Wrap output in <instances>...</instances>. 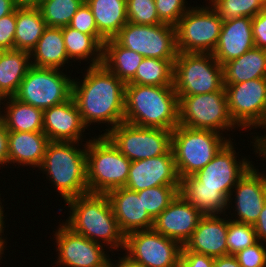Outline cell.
I'll return each instance as SVG.
<instances>
[{"label":"cell","mask_w":266,"mask_h":267,"mask_svg":"<svg viewBox=\"0 0 266 267\" xmlns=\"http://www.w3.org/2000/svg\"><path fill=\"white\" fill-rule=\"evenodd\" d=\"M84 74L83 80L73 78L72 97L86 127L94 123L110 126L103 130L101 135H105L124 122L126 84L103 64L87 67Z\"/></svg>","instance_id":"cell-1"},{"label":"cell","mask_w":266,"mask_h":267,"mask_svg":"<svg viewBox=\"0 0 266 267\" xmlns=\"http://www.w3.org/2000/svg\"><path fill=\"white\" fill-rule=\"evenodd\" d=\"M65 204L70 208V216L64 224L73 232L106 246L108 251L124 249L125 235L119 228L106 194L87 193Z\"/></svg>","instance_id":"cell-2"},{"label":"cell","mask_w":266,"mask_h":267,"mask_svg":"<svg viewBox=\"0 0 266 267\" xmlns=\"http://www.w3.org/2000/svg\"><path fill=\"white\" fill-rule=\"evenodd\" d=\"M124 122L173 131L179 125L174 86L126 84Z\"/></svg>","instance_id":"cell-3"},{"label":"cell","mask_w":266,"mask_h":267,"mask_svg":"<svg viewBox=\"0 0 266 267\" xmlns=\"http://www.w3.org/2000/svg\"><path fill=\"white\" fill-rule=\"evenodd\" d=\"M78 146L79 142L50 141L39 168L46 174V179L49 177L48 180L55 185L53 187L58 190L64 202L89 193L86 170L87 141L83 149Z\"/></svg>","instance_id":"cell-4"},{"label":"cell","mask_w":266,"mask_h":267,"mask_svg":"<svg viewBox=\"0 0 266 267\" xmlns=\"http://www.w3.org/2000/svg\"><path fill=\"white\" fill-rule=\"evenodd\" d=\"M87 141L86 170L89 193L106 194L125 187L131 161L105 135Z\"/></svg>","instance_id":"cell-5"},{"label":"cell","mask_w":266,"mask_h":267,"mask_svg":"<svg viewBox=\"0 0 266 267\" xmlns=\"http://www.w3.org/2000/svg\"><path fill=\"white\" fill-rule=\"evenodd\" d=\"M212 130L191 129L178 125L172 131V151L179 179L194 175L205 167L229 141Z\"/></svg>","instance_id":"cell-6"},{"label":"cell","mask_w":266,"mask_h":267,"mask_svg":"<svg viewBox=\"0 0 266 267\" xmlns=\"http://www.w3.org/2000/svg\"><path fill=\"white\" fill-rule=\"evenodd\" d=\"M173 85L177 96L206 94L225 89L223 66L212 53L178 52Z\"/></svg>","instance_id":"cell-7"},{"label":"cell","mask_w":266,"mask_h":267,"mask_svg":"<svg viewBox=\"0 0 266 267\" xmlns=\"http://www.w3.org/2000/svg\"><path fill=\"white\" fill-rule=\"evenodd\" d=\"M179 125L212 130L223 134L225 130L239 128L232 120L225 89L191 96H178ZM222 132V133H221Z\"/></svg>","instance_id":"cell-8"},{"label":"cell","mask_w":266,"mask_h":267,"mask_svg":"<svg viewBox=\"0 0 266 267\" xmlns=\"http://www.w3.org/2000/svg\"><path fill=\"white\" fill-rule=\"evenodd\" d=\"M61 70L31 66L13 97L43 111L69 100L73 79Z\"/></svg>","instance_id":"cell-9"},{"label":"cell","mask_w":266,"mask_h":267,"mask_svg":"<svg viewBox=\"0 0 266 267\" xmlns=\"http://www.w3.org/2000/svg\"><path fill=\"white\" fill-rule=\"evenodd\" d=\"M208 5L190 8L175 26L178 52H214L223 20L212 6Z\"/></svg>","instance_id":"cell-10"},{"label":"cell","mask_w":266,"mask_h":267,"mask_svg":"<svg viewBox=\"0 0 266 267\" xmlns=\"http://www.w3.org/2000/svg\"><path fill=\"white\" fill-rule=\"evenodd\" d=\"M105 136L131 162L166 154L172 147V131L122 122Z\"/></svg>","instance_id":"cell-11"},{"label":"cell","mask_w":266,"mask_h":267,"mask_svg":"<svg viewBox=\"0 0 266 267\" xmlns=\"http://www.w3.org/2000/svg\"><path fill=\"white\" fill-rule=\"evenodd\" d=\"M114 39L144 58L176 59L178 55L176 28L169 24L138 25L127 22Z\"/></svg>","instance_id":"cell-12"},{"label":"cell","mask_w":266,"mask_h":267,"mask_svg":"<svg viewBox=\"0 0 266 267\" xmlns=\"http://www.w3.org/2000/svg\"><path fill=\"white\" fill-rule=\"evenodd\" d=\"M224 86L229 113L239 131L257 127L266 130V78Z\"/></svg>","instance_id":"cell-13"},{"label":"cell","mask_w":266,"mask_h":267,"mask_svg":"<svg viewBox=\"0 0 266 267\" xmlns=\"http://www.w3.org/2000/svg\"><path fill=\"white\" fill-rule=\"evenodd\" d=\"M181 249L177 241L153 229L135 231L125 236V256L145 267H177Z\"/></svg>","instance_id":"cell-14"},{"label":"cell","mask_w":266,"mask_h":267,"mask_svg":"<svg viewBox=\"0 0 266 267\" xmlns=\"http://www.w3.org/2000/svg\"><path fill=\"white\" fill-rule=\"evenodd\" d=\"M54 238L58 251L54 264L58 267H105L111 260L106 246L73 232L64 222L59 224Z\"/></svg>","instance_id":"cell-15"},{"label":"cell","mask_w":266,"mask_h":267,"mask_svg":"<svg viewBox=\"0 0 266 267\" xmlns=\"http://www.w3.org/2000/svg\"><path fill=\"white\" fill-rule=\"evenodd\" d=\"M234 147L229 140L205 167L194 174L200 181V187L220 188L229 199L237 181L252 165V161L245 157L237 159Z\"/></svg>","instance_id":"cell-16"},{"label":"cell","mask_w":266,"mask_h":267,"mask_svg":"<svg viewBox=\"0 0 266 267\" xmlns=\"http://www.w3.org/2000/svg\"><path fill=\"white\" fill-rule=\"evenodd\" d=\"M233 199L236 207L231 214V218L235 214L232 221L254 225L266 203V174L260 173L252 163L232 189L228 205Z\"/></svg>","instance_id":"cell-17"},{"label":"cell","mask_w":266,"mask_h":267,"mask_svg":"<svg viewBox=\"0 0 266 267\" xmlns=\"http://www.w3.org/2000/svg\"><path fill=\"white\" fill-rule=\"evenodd\" d=\"M165 185H180L172 149L158 157L131 162L125 188L139 192Z\"/></svg>","instance_id":"cell-18"},{"label":"cell","mask_w":266,"mask_h":267,"mask_svg":"<svg viewBox=\"0 0 266 267\" xmlns=\"http://www.w3.org/2000/svg\"><path fill=\"white\" fill-rule=\"evenodd\" d=\"M203 216L178 193L169 206L154 219L152 229L184 246Z\"/></svg>","instance_id":"cell-19"},{"label":"cell","mask_w":266,"mask_h":267,"mask_svg":"<svg viewBox=\"0 0 266 267\" xmlns=\"http://www.w3.org/2000/svg\"><path fill=\"white\" fill-rule=\"evenodd\" d=\"M121 232L126 236L132 232L149 230L154 219L142 203V194L119 187L106 193Z\"/></svg>","instance_id":"cell-20"},{"label":"cell","mask_w":266,"mask_h":267,"mask_svg":"<svg viewBox=\"0 0 266 267\" xmlns=\"http://www.w3.org/2000/svg\"><path fill=\"white\" fill-rule=\"evenodd\" d=\"M43 116V133L50 141L83 142V132L87 127L82 121L73 97L45 109Z\"/></svg>","instance_id":"cell-21"},{"label":"cell","mask_w":266,"mask_h":267,"mask_svg":"<svg viewBox=\"0 0 266 267\" xmlns=\"http://www.w3.org/2000/svg\"><path fill=\"white\" fill-rule=\"evenodd\" d=\"M227 230V218H222L220 215H204L184 247L188 251L214 258L226 256L228 255Z\"/></svg>","instance_id":"cell-22"},{"label":"cell","mask_w":266,"mask_h":267,"mask_svg":"<svg viewBox=\"0 0 266 267\" xmlns=\"http://www.w3.org/2000/svg\"><path fill=\"white\" fill-rule=\"evenodd\" d=\"M255 47L252 18L239 17L223 21L217 46L212 53L223 66Z\"/></svg>","instance_id":"cell-23"},{"label":"cell","mask_w":266,"mask_h":267,"mask_svg":"<svg viewBox=\"0 0 266 267\" xmlns=\"http://www.w3.org/2000/svg\"><path fill=\"white\" fill-rule=\"evenodd\" d=\"M49 142L43 132L8 131V164L40 168Z\"/></svg>","instance_id":"cell-24"},{"label":"cell","mask_w":266,"mask_h":267,"mask_svg":"<svg viewBox=\"0 0 266 267\" xmlns=\"http://www.w3.org/2000/svg\"><path fill=\"white\" fill-rule=\"evenodd\" d=\"M179 193L203 215H221L229 210L228 198L220 188L200 187V181L194 176L180 179Z\"/></svg>","instance_id":"cell-25"},{"label":"cell","mask_w":266,"mask_h":267,"mask_svg":"<svg viewBox=\"0 0 266 267\" xmlns=\"http://www.w3.org/2000/svg\"><path fill=\"white\" fill-rule=\"evenodd\" d=\"M31 65L60 69L71 62L68 58L62 28L47 26L36 46L30 51Z\"/></svg>","instance_id":"cell-26"},{"label":"cell","mask_w":266,"mask_h":267,"mask_svg":"<svg viewBox=\"0 0 266 267\" xmlns=\"http://www.w3.org/2000/svg\"><path fill=\"white\" fill-rule=\"evenodd\" d=\"M224 84H238L266 78V50L253 47L223 65Z\"/></svg>","instance_id":"cell-27"},{"label":"cell","mask_w":266,"mask_h":267,"mask_svg":"<svg viewBox=\"0 0 266 267\" xmlns=\"http://www.w3.org/2000/svg\"><path fill=\"white\" fill-rule=\"evenodd\" d=\"M95 18L98 32L114 38L128 22L126 0H85Z\"/></svg>","instance_id":"cell-28"},{"label":"cell","mask_w":266,"mask_h":267,"mask_svg":"<svg viewBox=\"0 0 266 267\" xmlns=\"http://www.w3.org/2000/svg\"><path fill=\"white\" fill-rule=\"evenodd\" d=\"M143 59L141 54L121 46L114 38L104 42L102 64L125 84L134 78Z\"/></svg>","instance_id":"cell-29"},{"label":"cell","mask_w":266,"mask_h":267,"mask_svg":"<svg viewBox=\"0 0 266 267\" xmlns=\"http://www.w3.org/2000/svg\"><path fill=\"white\" fill-rule=\"evenodd\" d=\"M2 120L7 131L43 132V110L18 101L14 97H7Z\"/></svg>","instance_id":"cell-30"},{"label":"cell","mask_w":266,"mask_h":267,"mask_svg":"<svg viewBox=\"0 0 266 267\" xmlns=\"http://www.w3.org/2000/svg\"><path fill=\"white\" fill-rule=\"evenodd\" d=\"M30 52L24 50L0 51V90L13 97L31 67Z\"/></svg>","instance_id":"cell-31"},{"label":"cell","mask_w":266,"mask_h":267,"mask_svg":"<svg viewBox=\"0 0 266 267\" xmlns=\"http://www.w3.org/2000/svg\"><path fill=\"white\" fill-rule=\"evenodd\" d=\"M47 27L38 8H16L14 49L30 52Z\"/></svg>","instance_id":"cell-32"},{"label":"cell","mask_w":266,"mask_h":267,"mask_svg":"<svg viewBox=\"0 0 266 267\" xmlns=\"http://www.w3.org/2000/svg\"><path fill=\"white\" fill-rule=\"evenodd\" d=\"M65 49L69 60H84L89 66L101 65L103 62V46L92 36L81 33L77 29L62 27Z\"/></svg>","instance_id":"cell-33"},{"label":"cell","mask_w":266,"mask_h":267,"mask_svg":"<svg viewBox=\"0 0 266 267\" xmlns=\"http://www.w3.org/2000/svg\"><path fill=\"white\" fill-rule=\"evenodd\" d=\"M176 59L144 58L134 78L127 84L174 86V61Z\"/></svg>","instance_id":"cell-34"},{"label":"cell","mask_w":266,"mask_h":267,"mask_svg":"<svg viewBox=\"0 0 266 267\" xmlns=\"http://www.w3.org/2000/svg\"><path fill=\"white\" fill-rule=\"evenodd\" d=\"M85 0H42L38 9L49 27L68 26Z\"/></svg>","instance_id":"cell-35"},{"label":"cell","mask_w":266,"mask_h":267,"mask_svg":"<svg viewBox=\"0 0 266 267\" xmlns=\"http://www.w3.org/2000/svg\"><path fill=\"white\" fill-rule=\"evenodd\" d=\"M208 3L223 21L239 17L253 18L266 8L264 0H209Z\"/></svg>","instance_id":"cell-36"},{"label":"cell","mask_w":266,"mask_h":267,"mask_svg":"<svg viewBox=\"0 0 266 267\" xmlns=\"http://www.w3.org/2000/svg\"><path fill=\"white\" fill-rule=\"evenodd\" d=\"M180 185H165L147 188L138 192L142 194V203L147 213L155 219L179 193Z\"/></svg>","instance_id":"cell-37"},{"label":"cell","mask_w":266,"mask_h":267,"mask_svg":"<svg viewBox=\"0 0 266 267\" xmlns=\"http://www.w3.org/2000/svg\"><path fill=\"white\" fill-rule=\"evenodd\" d=\"M255 228L251 224L240 223L228 219L227 246L228 255H235L240 250L256 243Z\"/></svg>","instance_id":"cell-38"},{"label":"cell","mask_w":266,"mask_h":267,"mask_svg":"<svg viewBox=\"0 0 266 267\" xmlns=\"http://www.w3.org/2000/svg\"><path fill=\"white\" fill-rule=\"evenodd\" d=\"M128 22L138 25H158L155 0H126Z\"/></svg>","instance_id":"cell-39"},{"label":"cell","mask_w":266,"mask_h":267,"mask_svg":"<svg viewBox=\"0 0 266 267\" xmlns=\"http://www.w3.org/2000/svg\"><path fill=\"white\" fill-rule=\"evenodd\" d=\"M70 27L81 33L92 35L102 46L106 39L98 32L95 18L90 7L84 1L72 17Z\"/></svg>","instance_id":"cell-40"},{"label":"cell","mask_w":266,"mask_h":267,"mask_svg":"<svg viewBox=\"0 0 266 267\" xmlns=\"http://www.w3.org/2000/svg\"><path fill=\"white\" fill-rule=\"evenodd\" d=\"M186 0H155V6L162 23L176 26L181 17L192 7H186Z\"/></svg>","instance_id":"cell-41"},{"label":"cell","mask_w":266,"mask_h":267,"mask_svg":"<svg viewBox=\"0 0 266 267\" xmlns=\"http://www.w3.org/2000/svg\"><path fill=\"white\" fill-rule=\"evenodd\" d=\"M234 256L241 267H266V245L259 240Z\"/></svg>","instance_id":"cell-42"},{"label":"cell","mask_w":266,"mask_h":267,"mask_svg":"<svg viewBox=\"0 0 266 267\" xmlns=\"http://www.w3.org/2000/svg\"><path fill=\"white\" fill-rule=\"evenodd\" d=\"M16 30V9L7 16L0 18V51L14 50Z\"/></svg>","instance_id":"cell-43"},{"label":"cell","mask_w":266,"mask_h":267,"mask_svg":"<svg viewBox=\"0 0 266 267\" xmlns=\"http://www.w3.org/2000/svg\"><path fill=\"white\" fill-rule=\"evenodd\" d=\"M215 258L188 251L182 246L177 267H214Z\"/></svg>","instance_id":"cell-44"},{"label":"cell","mask_w":266,"mask_h":267,"mask_svg":"<svg viewBox=\"0 0 266 267\" xmlns=\"http://www.w3.org/2000/svg\"><path fill=\"white\" fill-rule=\"evenodd\" d=\"M255 47L266 50V8L252 18Z\"/></svg>","instance_id":"cell-45"},{"label":"cell","mask_w":266,"mask_h":267,"mask_svg":"<svg viewBox=\"0 0 266 267\" xmlns=\"http://www.w3.org/2000/svg\"><path fill=\"white\" fill-rule=\"evenodd\" d=\"M7 163H8V131L4 126L2 120L0 119V167L8 165Z\"/></svg>","instance_id":"cell-46"},{"label":"cell","mask_w":266,"mask_h":267,"mask_svg":"<svg viewBox=\"0 0 266 267\" xmlns=\"http://www.w3.org/2000/svg\"><path fill=\"white\" fill-rule=\"evenodd\" d=\"M253 226L255 228L257 240L266 244V203L260 212L258 220Z\"/></svg>","instance_id":"cell-47"},{"label":"cell","mask_w":266,"mask_h":267,"mask_svg":"<svg viewBox=\"0 0 266 267\" xmlns=\"http://www.w3.org/2000/svg\"><path fill=\"white\" fill-rule=\"evenodd\" d=\"M255 142H254V141ZM251 143H254L252 145V147L254 146V152H256L257 154H259V158L260 156L262 157L263 160H266V134L264 133V135H257V136H253L252 138V142Z\"/></svg>","instance_id":"cell-48"},{"label":"cell","mask_w":266,"mask_h":267,"mask_svg":"<svg viewBox=\"0 0 266 267\" xmlns=\"http://www.w3.org/2000/svg\"><path fill=\"white\" fill-rule=\"evenodd\" d=\"M214 267H241L234 255L216 257Z\"/></svg>","instance_id":"cell-49"},{"label":"cell","mask_w":266,"mask_h":267,"mask_svg":"<svg viewBox=\"0 0 266 267\" xmlns=\"http://www.w3.org/2000/svg\"><path fill=\"white\" fill-rule=\"evenodd\" d=\"M16 9L13 0H0V18L9 15Z\"/></svg>","instance_id":"cell-50"},{"label":"cell","mask_w":266,"mask_h":267,"mask_svg":"<svg viewBox=\"0 0 266 267\" xmlns=\"http://www.w3.org/2000/svg\"><path fill=\"white\" fill-rule=\"evenodd\" d=\"M42 0H13L16 8H38Z\"/></svg>","instance_id":"cell-51"},{"label":"cell","mask_w":266,"mask_h":267,"mask_svg":"<svg viewBox=\"0 0 266 267\" xmlns=\"http://www.w3.org/2000/svg\"><path fill=\"white\" fill-rule=\"evenodd\" d=\"M118 258L119 260L117 261V263L114 264L113 262V267H145L143 265L133 262L125 255L123 257Z\"/></svg>","instance_id":"cell-52"},{"label":"cell","mask_w":266,"mask_h":267,"mask_svg":"<svg viewBox=\"0 0 266 267\" xmlns=\"http://www.w3.org/2000/svg\"><path fill=\"white\" fill-rule=\"evenodd\" d=\"M5 226L0 227V260L2 258V255L4 254V248L6 247V239L2 237V233H4Z\"/></svg>","instance_id":"cell-53"},{"label":"cell","mask_w":266,"mask_h":267,"mask_svg":"<svg viewBox=\"0 0 266 267\" xmlns=\"http://www.w3.org/2000/svg\"><path fill=\"white\" fill-rule=\"evenodd\" d=\"M4 207L2 206V201H1V198H0V227H2V226H4L5 224V222L3 221L5 218L4 217H6V216H4L5 214H4Z\"/></svg>","instance_id":"cell-54"},{"label":"cell","mask_w":266,"mask_h":267,"mask_svg":"<svg viewBox=\"0 0 266 267\" xmlns=\"http://www.w3.org/2000/svg\"><path fill=\"white\" fill-rule=\"evenodd\" d=\"M7 97L3 94V92L0 90V116L2 114L3 111H1V105L6 101ZM4 101V102H2Z\"/></svg>","instance_id":"cell-55"},{"label":"cell","mask_w":266,"mask_h":267,"mask_svg":"<svg viewBox=\"0 0 266 267\" xmlns=\"http://www.w3.org/2000/svg\"><path fill=\"white\" fill-rule=\"evenodd\" d=\"M105 267H113V261L111 262V261L109 260V263H108Z\"/></svg>","instance_id":"cell-56"}]
</instances>
